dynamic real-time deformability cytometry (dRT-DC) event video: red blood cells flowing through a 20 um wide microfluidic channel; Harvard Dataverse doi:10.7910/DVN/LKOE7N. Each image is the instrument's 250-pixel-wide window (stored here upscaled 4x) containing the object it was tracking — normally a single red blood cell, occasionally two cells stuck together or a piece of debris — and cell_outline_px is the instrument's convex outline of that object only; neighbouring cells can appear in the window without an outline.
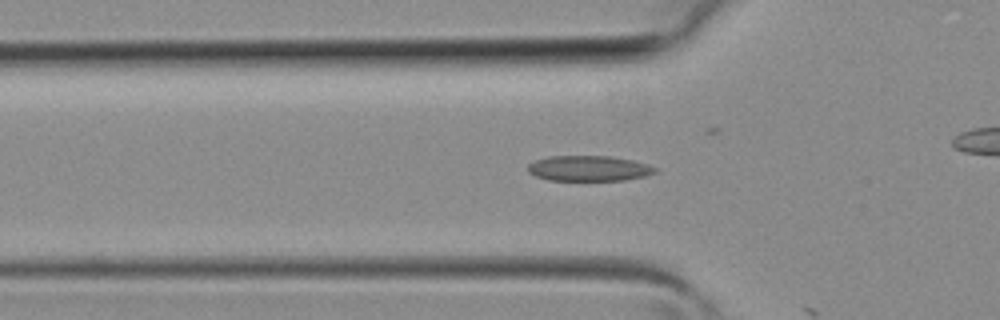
{"species": "common noctule bat (a hibernating species)", "species_latin": "Nyctalus noctula", "temperature_condition": "room temperature", "stored_images_in_passage": 14, "camera_frame_rate_fps": 3000, "um_per_image_px": 0.085, "animal": {"sex": "female", "body_mass_g": 19.3, "forearm_length_mm": 54.1}, "frame": {"image": 1, "passage_image": 13, "time_ms": 4.0, "image_size_px": [1000, 320], "cell_outline_px": [[656, 172], [644, 176], [624, 180], [548, 180], [536, 176], [528, 172], [528, 164], [536, 160], [548, 156], [608, 156], [632, 160], [648, 164], [656, 168]], "centroid_in_image_um": [50.03, 14.31], "position_along_channel_um": 75.8, "area_um2": 18.73}}